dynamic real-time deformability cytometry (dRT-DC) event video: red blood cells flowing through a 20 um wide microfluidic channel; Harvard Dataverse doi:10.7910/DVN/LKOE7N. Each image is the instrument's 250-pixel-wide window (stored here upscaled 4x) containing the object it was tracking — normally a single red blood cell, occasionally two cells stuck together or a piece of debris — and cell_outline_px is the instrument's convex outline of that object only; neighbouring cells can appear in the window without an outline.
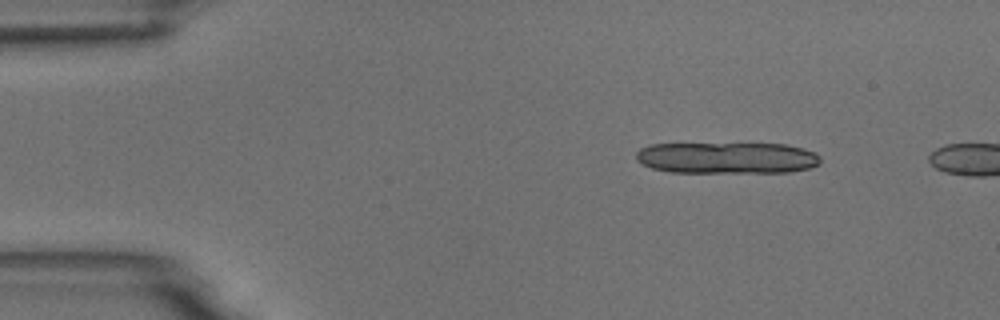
{"species": "common noctule bat (a hibernating species)", "species_latin": "Nyctalus noctula", "temperature_condition": "room temperature", "stored_images_in_passage": 2, "camera_frame_rate_fps": 3000, "um_per_image_px": 0.085, "animal": {"sex": "male", "body_mass_g": 18.8}, "frame": {"image": 1, "passage_image": 1, "time_ms": 0.0, "image_size_px": [1000, 320], "cell_outline_px": [[820, 164], [808, 168], [788, 172], [668, 172], [652, 168], [636, 160], [636, 152], [640, 148], [648, 144], [788, 144], [804, 148], [820, 156]], "centroid_in_image_um": [61.78, 13.41], "position_along_channel_um": 23.2, "area_um2": 33.81}}